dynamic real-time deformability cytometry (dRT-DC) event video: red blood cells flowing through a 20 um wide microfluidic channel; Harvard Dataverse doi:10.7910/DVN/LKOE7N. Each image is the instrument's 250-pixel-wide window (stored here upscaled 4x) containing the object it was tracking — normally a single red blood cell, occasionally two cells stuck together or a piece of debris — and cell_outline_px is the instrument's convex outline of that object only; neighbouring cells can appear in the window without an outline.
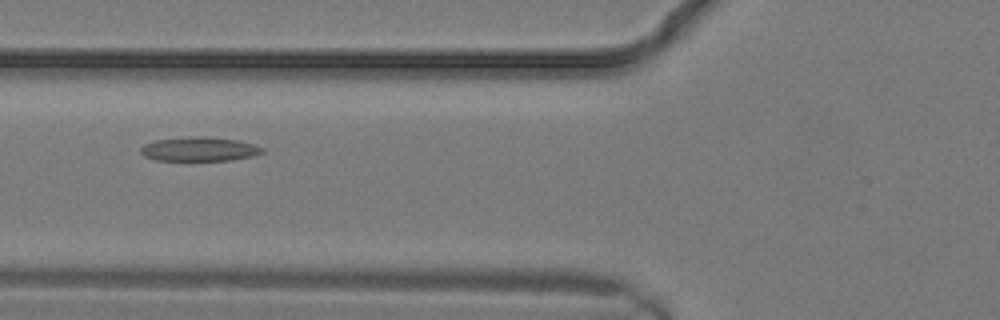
{"species": "common noctule bat (a hibernating species)", "species_latin": "Nyctalus noctula", "temperature_condition": "warm", "stored_images_in_passage": 9, "camera_frame_rate_fps": 3000, "um_per_image_px": 0.085, "animal": {"sex": "male", "body_mass_g": 19.2, "forearm_length_mm": 51.8}, "frame": {"image": 1, "passage_image": 3, "time_ms": 0.667, "image_size_px": [1000, 320], "cell_outline_px": [[264, 152], [252, 156], [232, 160], [156, 160], [144, 156], [140, 152], [140, 148], [144, 144], [156, 140], [188, 136], [208, 136], [240, 140], [256, 144], [264, 148]], "centroid_in_image_um": [16.97, 12.66], "position_along_channel_um": 108.8, "area_um2": 17.34}}
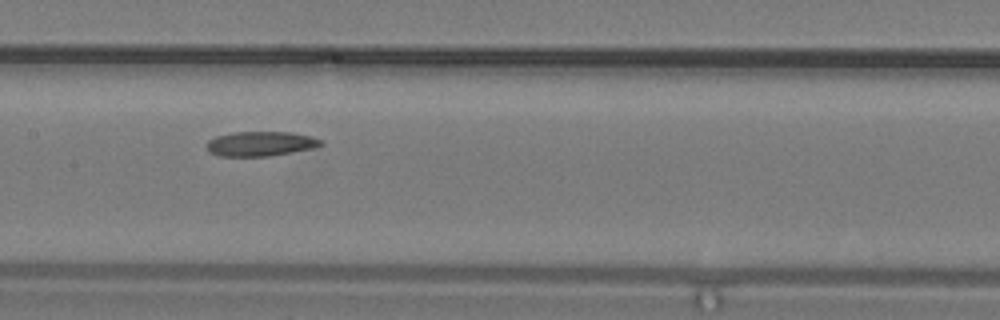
{"frame": {"image": 2, "passage_image": 6, "time_ms": 1.667, "image_size_px": [1000, 320], "cell_outline_px": [[324, 144], [312, 148], [268, 156], [220, 156], [208, 152], [204, 144], [208, 140], [216, 136], [236, 132], [292, 132], [312, 136], [324, 140]], "centroid_in_image_um": [22.13, 12.21], "position_along_channel_um": 185.3, "area_um2": 16.53}}
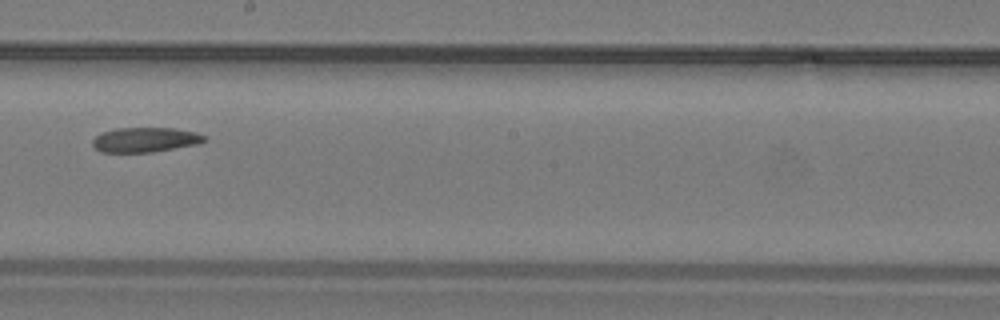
{"frame": {"image": 3, "passage_image": 8, "time_ms": 2.333, "image_size_px": [1000, 320], "cell_outline_px": [[208, 140], [200, 144], [152, 152], [100, 152], [92, 144], [92, 140], [100, 132], [116, 128], [172, 128], [196, 132], [208, 136]], "centroid_in_image_um": [12.38, 11.88], "position_along_channel_um": 235.8, "area_um2": 16.36}}